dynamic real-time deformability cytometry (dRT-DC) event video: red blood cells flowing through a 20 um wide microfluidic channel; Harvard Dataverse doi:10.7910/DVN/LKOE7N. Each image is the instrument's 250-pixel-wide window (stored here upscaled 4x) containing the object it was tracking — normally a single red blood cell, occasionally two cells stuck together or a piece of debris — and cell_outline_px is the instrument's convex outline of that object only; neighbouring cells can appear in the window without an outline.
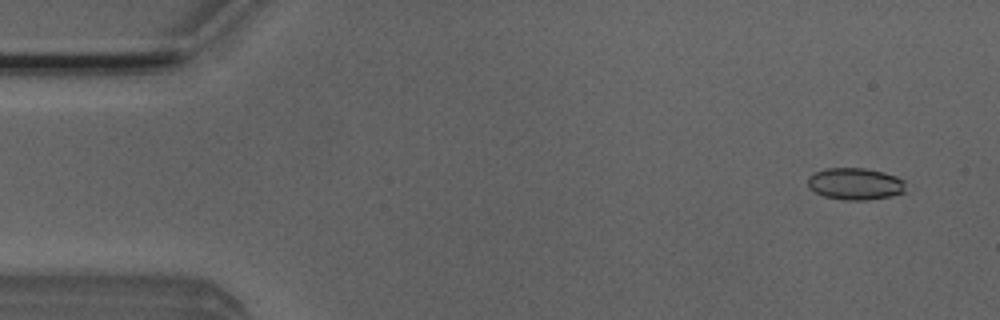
{"species": "Egyptian fruit bat (a non-hibernating species)", "species_latin": "Rousettus aegyptiacus", "temperature_condition": "room temperature", "stored_images_in_passage": 53, "camera_frame_rate_fps": 3000, "um_per_image_px": 0.085, "animal": {"sex": "male"}, "frame": {"image": 1, "passage_image": 4, "time_ms": 1.0, "image_size_px": [1000, 320], "cell_outline_px": [[904, 192], [892, 196], [868, 200], [844, 200], [824, 196], [808, 188], [808, 176], [816, 172], [828, 168], [864, 168], [884, 172], [896, 176], [904, 180]], "centroid_in_image_um": [72.69, 15.63], "position_along_channel_um": 12.3, "area_um2": 18.21}}
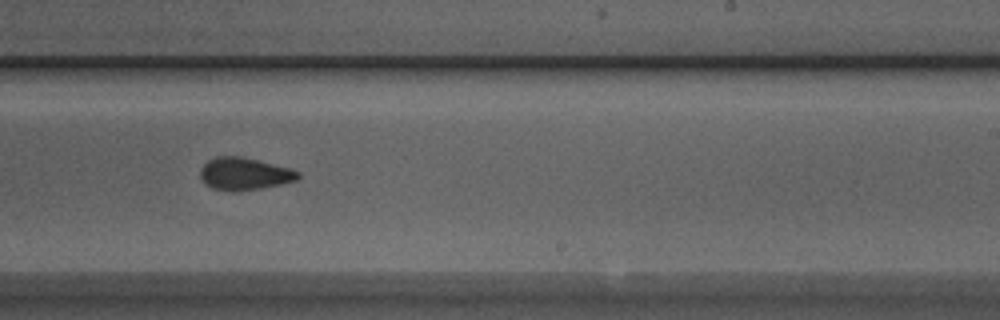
{"frame": {"image": 2, "passage_image": 32, "time_ms": 10.333, "image_size_px": [1000, 320], "cell_outline_px": [[300, 176], [296, 180], [280, 184], [260, 188], [212, 188], [204, 184], [200, 180], [200, 168], [208, 160], [216, 156], [240, 156], [292, 168], [300, 172]], "centroid_in_image_um": [20.77, 14.72], "position_along_channel_um": 268.2, "area_um2": 17.92}}
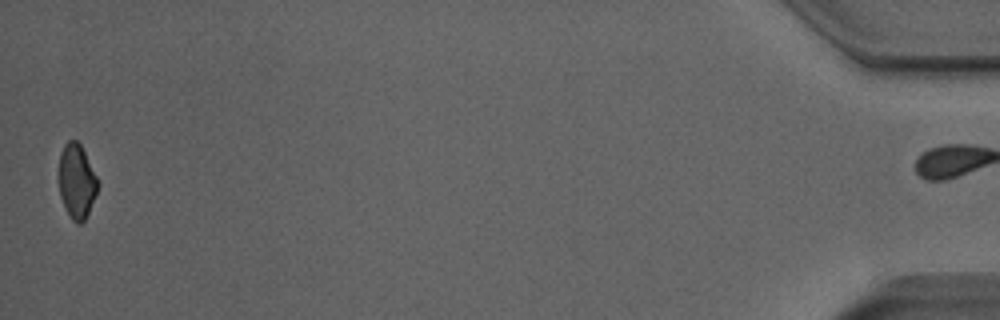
{"frame": {"image": 3, "passage_image": 52, "time_ms": 17.0, "image_size_px": [1000, 320], "cell_outline_px": [[100, 184], [88, 212], [84, 220], [80, 224], [76, 224], [72, 220], [60, 196], [60, 152], [64, 144], [68, 140], [76, 140], [80, 144]], "centroid_in_image_um": [6.53, 15.4], "position_along_channel_um": 428.7, "area_um2": 16.47}, "authors_computed_cell_mechanics": {"area_um2": 18.2648, "velocity_mm_per_s": 3.935, "shape_relaxation_time_tau1_ms": null, "shape_relaxation_time_tau2_ms": 1.7336, "deformation_change_tau1": null, "deformation_change_tau2": 0.0705}}